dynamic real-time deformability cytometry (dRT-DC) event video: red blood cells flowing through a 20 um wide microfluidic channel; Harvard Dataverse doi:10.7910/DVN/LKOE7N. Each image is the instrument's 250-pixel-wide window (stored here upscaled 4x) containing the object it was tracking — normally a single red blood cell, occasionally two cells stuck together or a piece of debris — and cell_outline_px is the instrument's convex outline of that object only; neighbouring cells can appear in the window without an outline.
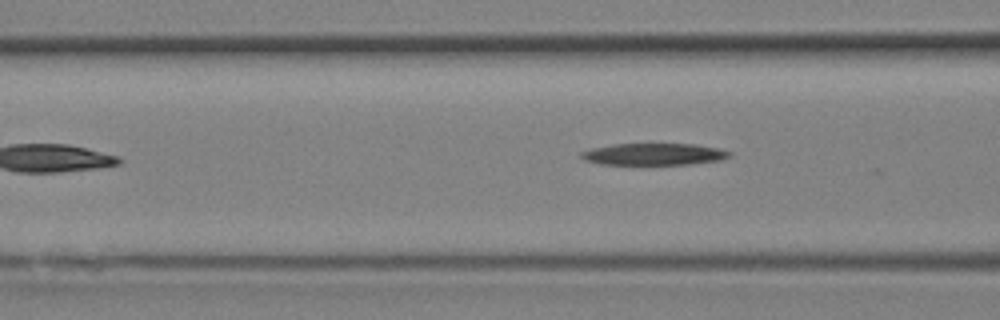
{"species": "Egyptian fruit bat (a non-hibernating species)", "species_latin": "Rousettus aegyptiacus", "temperature_condition": "room temperature", "stored_images_in_passage": 7, "segment_of_instrument_passage": [2, 2], "camera_frame_rate_fps": 3000, "um_per_image_px": 0.085, "animal": {"sex": "female"}, "frame": {"image": 1, "passage_image": 7, "time_ms": 2.0, "image_size_px": [1000, 320], "cell_outline_px": [[732, 156], [724, 160], [688, 164], [600, 164], [584, 160], [580, 156], [580, 152], [592, 148], [612, 144], [696, 144], [716, 148], [732, 152]], "centroid_in_image_um": [55.6, 13.1], "position_along_channel_um": 111.0, "area_um2": 18.9}}